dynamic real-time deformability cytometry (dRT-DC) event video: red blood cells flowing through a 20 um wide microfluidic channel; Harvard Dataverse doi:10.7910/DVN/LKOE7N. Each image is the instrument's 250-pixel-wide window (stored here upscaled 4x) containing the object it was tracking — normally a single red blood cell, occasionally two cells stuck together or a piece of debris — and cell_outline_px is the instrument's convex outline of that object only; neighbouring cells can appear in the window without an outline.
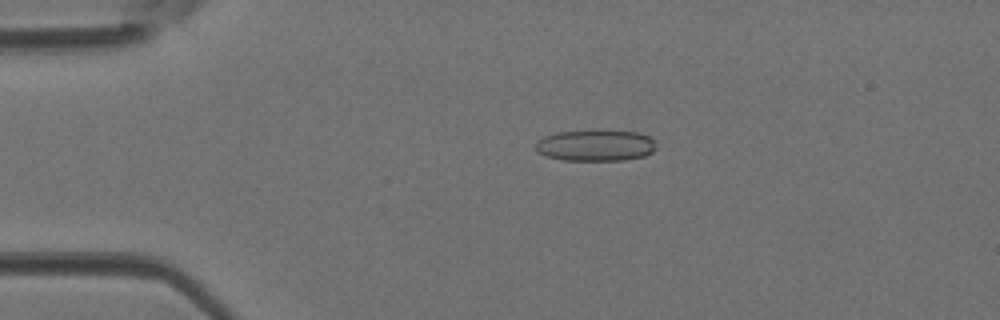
{"species": "Egyptian fruit bat (a non-hibernating species)", "species_latin": "Rousettus aegyptiacus", "temperature_condition": "room temperature", "stored_images_in_passage": 5, "camera_frame_rate_fps": 3000, "um_per_image_px": 0.085, "animal": {"sex": "female"}, "frame": {"image": 1, "passage_image": 2, "time_ms": 0.333, "image_size_px": [1000, 320], "cell_outline_px": [[656, 148], [652, 152], [644, 156], [624, 160], [564, 160], [548, 156], [536, 152], [536, 140], [544, 136], [556, 132], [640, 132], [656, 140]], "centroid_in_image_um": [50.64, 12.38], "position_along_channel_um": 34.4, "area_um2": 21.62}}
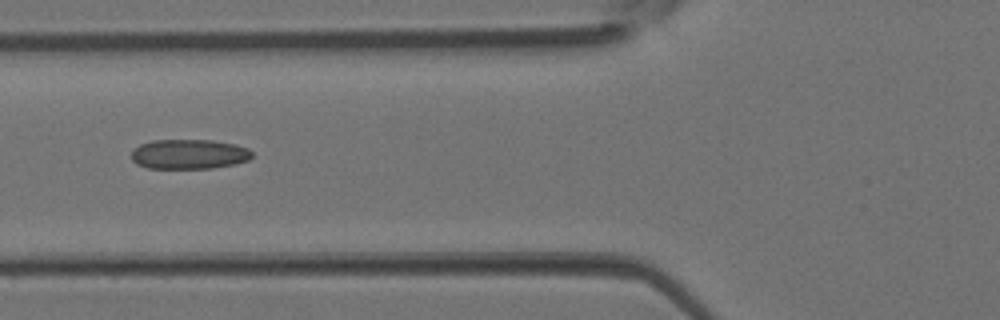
{"frame": {"image": 2, "passage_image": 4, "time_ms": 1.0, "image_size_px": [1000, 320], "cell_outline_px": [[252, 156], [248, 160], [236, 164], [212, 168], [148, 168], [136, 164], [132, 160], [132, 148], [140, 144], [152, 140], [212, 140], [236, 144], [248, 148], [252, 152]], "centroid_in_image_um": [16.06, 13.1], "position_along_channel_um": 109.7, "area_um2": 21.1}}
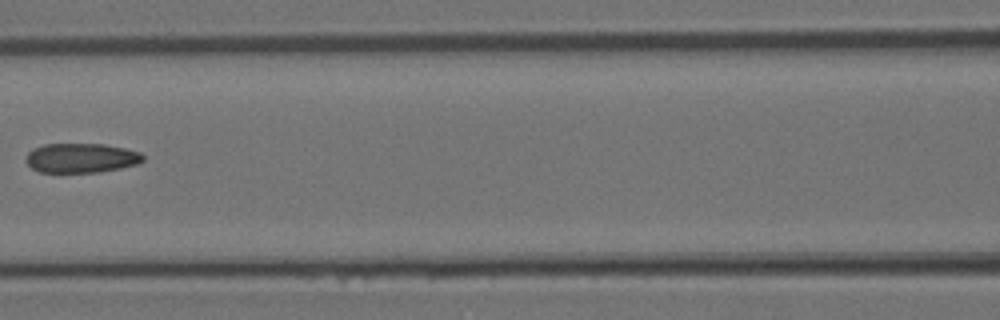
{"frame": {"image": 3, "passage_image": 5, "time_ms": 1.333, "image_size_px": [1000, 320], "cell_outline_px": [[144, 160], [136, 164], [120, 168], [100, 172], [40, 172], [32, 168], [24, 160], [28, 152], [32, 148], [44, 144], [104, 144], [124, 148], [140, 152], [144, 156]], "centroid_in_image_um": [6.88, 13.42], "position_along_channel_um": 159.7, "area_um2": 20.17}}